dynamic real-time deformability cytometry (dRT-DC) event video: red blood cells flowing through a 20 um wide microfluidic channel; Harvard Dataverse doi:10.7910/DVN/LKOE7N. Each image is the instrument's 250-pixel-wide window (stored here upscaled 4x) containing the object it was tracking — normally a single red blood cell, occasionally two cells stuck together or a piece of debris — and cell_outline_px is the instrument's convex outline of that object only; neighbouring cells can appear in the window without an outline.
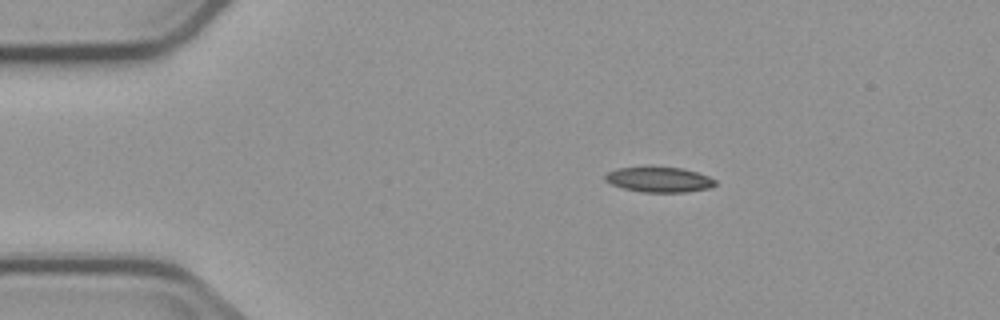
{"species": "common noctule bat (a hibernating species)", "species_latin": "Nyctalus noctula", "temperature_condition": "cold", "stored_images_in_passage": 9, "camera_frame_rate_fps": 3000, "um_per_image_px": 0.085, "animal": {"sex": "male", "body_mass_g": 23.1, "forearm_length_mm": 52.7}, "frame": {"image": 1, "passage_image": 1, "time_ms": 0.0, "image_size_px": [1000, 320], "cell_outline_px": [[716, 184], [708, 188], [684, 192], [640, 192], [624, 188], [612, 184], [604, 180], [604, 176], [608, 172], [620, 168], [680, 168], [696, 172], [708, 176], [716, 180]], "centroid_in_image_um": [56.02, 15.28], "position_along_channel_um": 29.0, "area_um2": 15.72}}
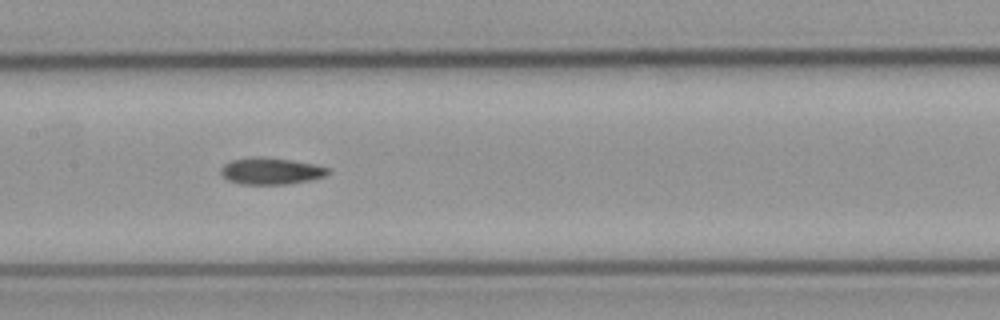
{"frame": {"image": 2, "passage_image": 6, "time_ms": 5.667, "image_size_px": [1000, 320], "cell_outline_px": [[332, 172], [324, 176], [308, 180], [288, 184], [244, 184], [228, 180], [220, 172], [220, 168], [224, 164], [232, 160], [256, 156], [264, 156], [292, 160], [312, 164], [328, 168]], "centroid_in_image_um": [23.02, 14.53], "position_along_channel_um": 184.4, "area_um2": 16.59}}
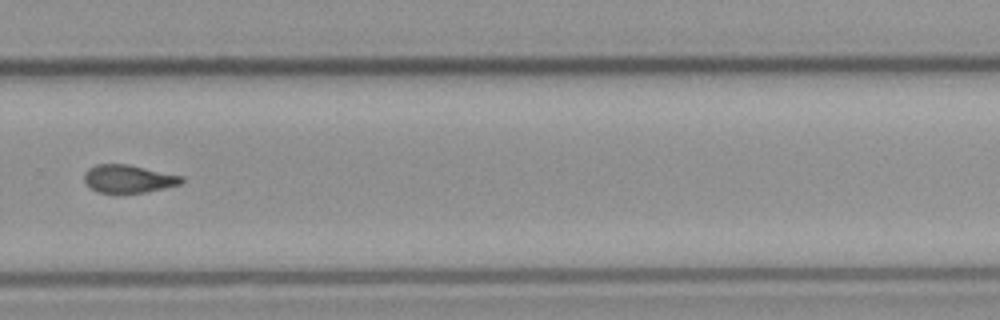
{"frame": {"image": 3, "passage_image": 9, "time_ms": 9.333, "image_size_px": [1000, 320], "cell_outline_px": [[184, 180], [180, 184], [164, 188], [144, 192], [96, 192], [84, 180], [84, 172], [88, 168], [96, 164], [128, 164], [184, 176]], "centroid_in_image_um": [10.92, 15.18], "position_along_channel_um": 318.9, "area_um2": 15.72}}